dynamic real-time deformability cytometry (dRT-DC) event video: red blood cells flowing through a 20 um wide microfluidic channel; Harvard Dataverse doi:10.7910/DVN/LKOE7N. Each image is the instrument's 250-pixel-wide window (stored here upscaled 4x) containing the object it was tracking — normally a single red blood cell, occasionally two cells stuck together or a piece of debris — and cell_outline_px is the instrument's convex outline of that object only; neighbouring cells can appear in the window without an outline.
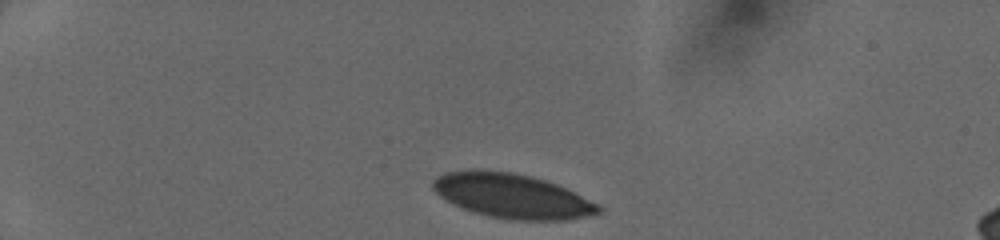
{"species": "human", "species_latin": "Homo sapiens", "temperature_condition": "cold", "stored_images_in_passage": 12, "camera_frame_rate_fps": 3000, "um_per_image_px": 0.085, "donor": {"sex": "female"}, "frame": {"image": 1, "passage_image": 1, "time_ms": 0.0, "image_size_px": [1000, 240], "cell_outline_px": [[604, 208], [600, 212], [564, 220], [508, 220], [488, 216], [472, 212], [460, 208], [444, 200], [432, 188], [432, 180], [436, 176], [444, 172], [472, 168], [512, 172], [544, 180], [556, 184], [600, 204]], "centroid_in_image_um": [43.44, 16.64], "position_along_channel_um": 41.6, "area_um2": 43.29}}
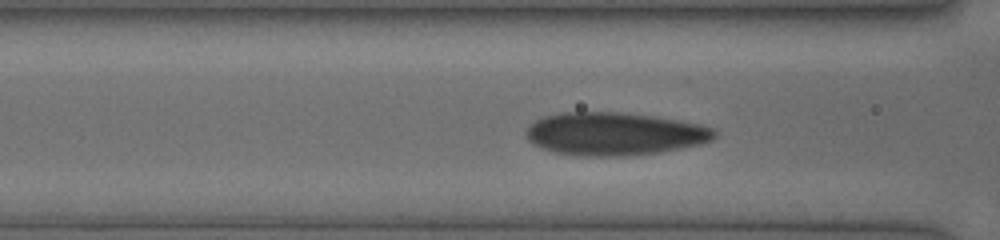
{"frame": {"image": 2, "passage_image": 8, "time_ms": 3.333, "image_size_px": [1000, 240], "cell_outline_px": [[716, 136], [712, 140], [700, 144], [660, 152], [628, 156], [580, 156], [556, 152], [532, 144], [528, 140], [528, 128], [536, 120], [544, 116], [556, 112], [624, 112], [680, 120], [700, 124], [712, 128], [716, 132]], "centroid_in_image_um": [52.25, 11.37], "position_along_channel_um": 114.4, "area_um2": 47.11}}
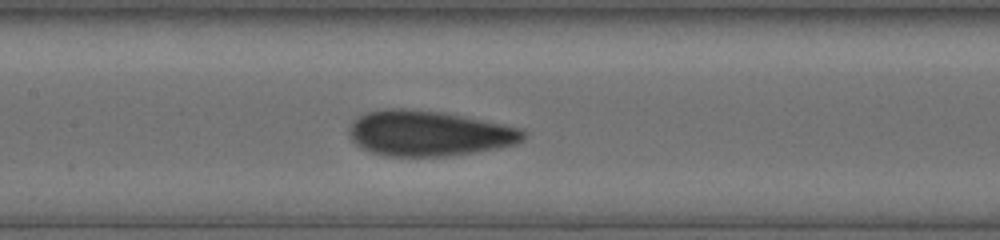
{"frame": {"image": 3, "passage_image": 11, "time_ms": 4.667, "image_size_px": [1000, 240], "cell_outline_px": [[528, 136], [524, 140], [516, 144], [476, 152], [452, 156], [384, 156], [360, 148], [348, 136], [348, 128], [360, 116], [368, 112], [388, 108], [404, 108], [440, 112], [524, 128], [528, 132]], "centroid_in_image_um": [36.49, 11.35], "position_along_channel_um": 170.9, "area_um2": 46.24}}